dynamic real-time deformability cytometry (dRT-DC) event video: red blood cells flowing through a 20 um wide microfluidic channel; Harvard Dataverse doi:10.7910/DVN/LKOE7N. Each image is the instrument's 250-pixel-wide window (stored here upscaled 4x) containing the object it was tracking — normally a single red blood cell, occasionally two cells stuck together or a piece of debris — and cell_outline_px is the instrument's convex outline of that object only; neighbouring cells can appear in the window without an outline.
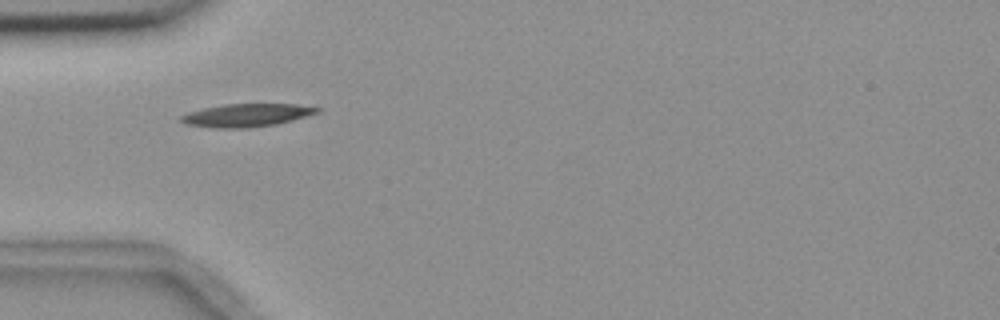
{"species": "common noctule bat (a hibernating species)", "species_latin": "Nyctalus noctula", "temperature_condition": "room temperature", "stored_images_in_passage": 2, "camera_frame_rate_fps": 3000, "um_per_image_px": 0.085, "animal": {"sex": "female", "body_mass_g": 18.4}, "frame": {"image": 1, "passage_image": 1, "time_ms": 0.0, "image_size_px": [1000, 320], "cell_outline_px": [[320, 112], [276, 124], [244, 128], [216, 128], [184, 124], [180, 120], [180, 116], [188, 112], [204, 108], [224, 104], [296, 104], [320, 108]], "centroid_in_image_um": [20.92, 9.79], "position_along_channel_um": 64.1, "area_um2": 18.09}}